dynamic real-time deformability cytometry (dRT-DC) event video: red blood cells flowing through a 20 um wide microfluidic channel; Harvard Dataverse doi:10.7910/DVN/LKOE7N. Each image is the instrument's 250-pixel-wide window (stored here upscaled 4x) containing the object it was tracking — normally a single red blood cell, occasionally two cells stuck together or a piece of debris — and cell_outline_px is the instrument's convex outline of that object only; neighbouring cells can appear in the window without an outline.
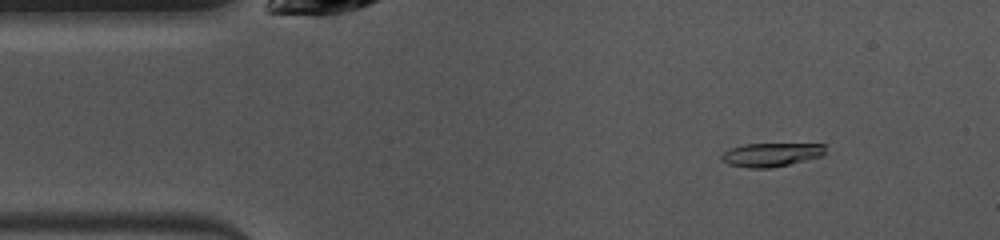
{"species": "common noctule bat (a hibernating species)", "species_latin": "Nyctalus noctula", "temperature_condition": "warm", "stored_images_in_passage": 42, "camera_frame_rate_fps": 3000, "um_per_image_px": 0.085, "animal": {"sex": "female", "body_mass_g": 10.0, "forearm_length_mm": 53.1}, "frame": {"image": 1, "passage_image": 5, "time_ms": 1.333, "image_size_px": [1000, 240], "cell_outline_px": [[824, 152], [820, 156], [772, 168], [748, 168], [728, 164], [720, 160], [720, 156], [728, 148], [744, 144], [824, 144]], "centroid_in_image_um": [65.45, 13.15], "position_along_channel_um": 19.5, "area_um2": 14.22}}
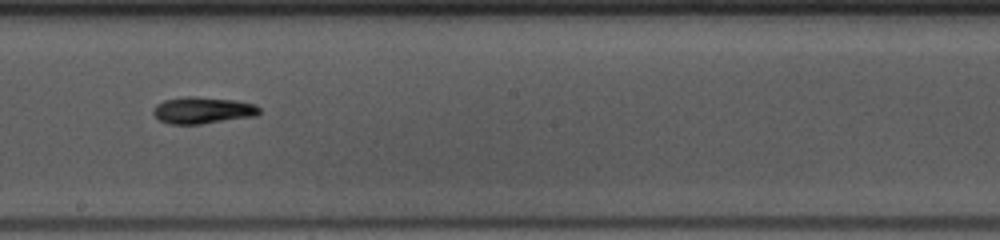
{"frame": {"image": 2, "passage_image": 25, "time_ms": 8.0, "image_size_px": [1000, 240], "cell_outline_px": [[260, 112], [256, 116], [200, 124], [168, 124], [160, 120], [152, 112], [152, 108], [156, 104], [164, 100], [184, 96], [192, 96], [232, 100], [256, 104], [260, 108]], "centroid_in_image_um": [17.21, 9.37], "position_along_channel_um": 231.0, "area_um2": 16.53}}
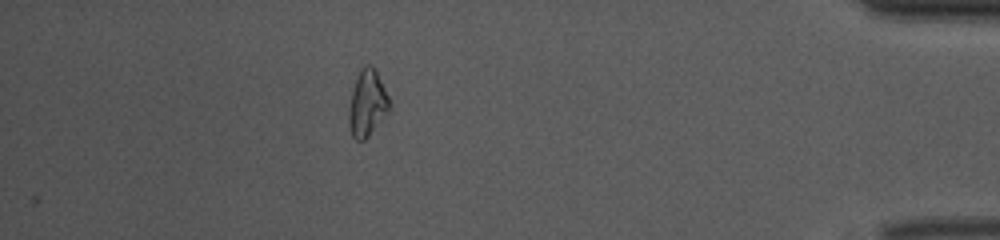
{"frame": {"image": 3, "passage_image": 42, "time_ms": 13.667, "image_size_px": [1000, 240], "cell_outline_px": [[392, 108], [368, 136], [364, 140], [356, 140], [352, 136], [348, 120], [348, 108], [352, 88], [360, 68], [364, 64], [372, 64], [376, 68], [392, 104]], "centroid_in_image_um": [31.23, 8.73], "position_along_channel_um": 404.0, "area_um2": 16.13}, "authors_computed_cell_mechanics": {"area_um2": 15.3459, "velocity_mm_per_s": 3.9973, "shape_relaxation_time_tau1_ms": 2.8484, "shape_relaxation_time_tau2_ms": null, "deformation_change_tau1": 0.1339, "deformation_change_tau2": null}}